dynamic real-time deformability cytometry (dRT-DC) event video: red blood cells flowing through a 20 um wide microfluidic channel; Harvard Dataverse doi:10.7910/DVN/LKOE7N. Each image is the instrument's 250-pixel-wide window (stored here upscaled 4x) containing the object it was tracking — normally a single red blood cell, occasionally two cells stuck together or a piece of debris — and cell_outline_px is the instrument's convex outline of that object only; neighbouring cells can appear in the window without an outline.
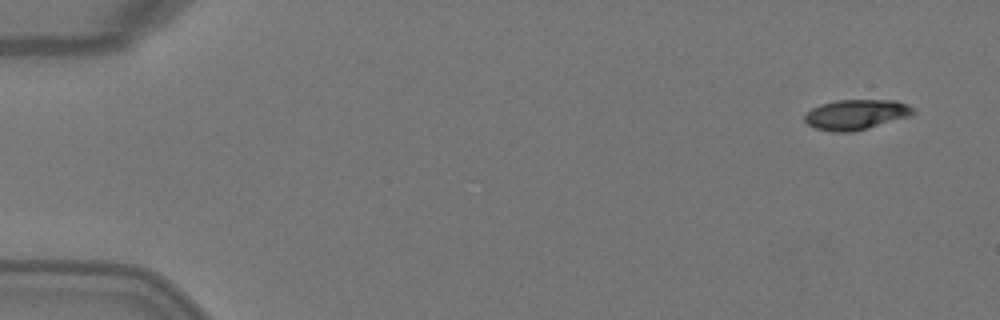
{"species": "Egyptian fruit bat (a non-hibernating species)", "species_latin": "Rousettus aegyptiacus", "temperature_condition": "warm", "stored_images_in_passage": 5, "camera_frame_rate_fps": 3000, "um_per_image_px": 0.085, "animal": {"sex": "female"}, "frame": {"image": 1, "passage_image": 1, "time_ms": 0.0, "image_size_px": [1000, 320], "cell_outline_px": [[916, 112], [912, 116], [852, 132], [832, 132], [816, 128], [808, 124], [804, 120], [804, 116], [812, 108], [820, 104], [836, 100], [896, 100], [908, 104], [916, 108]], "centroid_in_image_um": [72.82, 9.73], "position_along_channel_um": 12.2, "area_um2": 19.25}}